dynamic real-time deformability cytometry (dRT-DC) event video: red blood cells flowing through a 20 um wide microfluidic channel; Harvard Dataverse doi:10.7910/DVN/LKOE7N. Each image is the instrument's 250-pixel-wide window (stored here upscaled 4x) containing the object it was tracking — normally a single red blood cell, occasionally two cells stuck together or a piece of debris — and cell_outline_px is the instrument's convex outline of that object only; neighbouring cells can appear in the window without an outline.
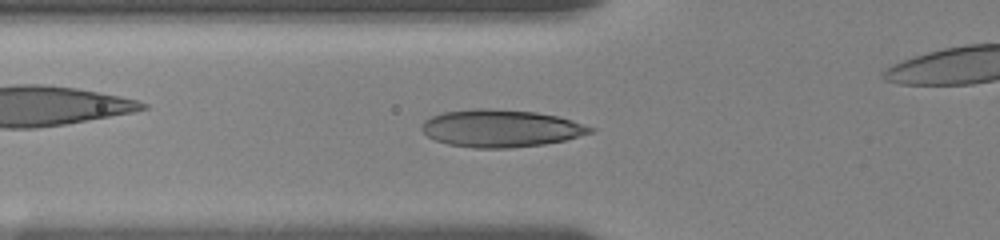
{"species": "human", "species_latin": "Homo sapiens", "temperature_condition": "room temperature", "stored_images_in_passage": 50, "camera_frame_rate_fps": 3000, "um_per_image_px": 0.085, "donor": {"sex": "female"}, "frame": {"image": 1, "passage_image": 21, "time_ms": 6.667, "image_size_px": [1000, 240], "cell_outline_px": [[596, 128], [592, 132], [564, 140], [544, 144], [508, 148], [472, 148], [448, 144], [436, 140], [428, 136], [420, 128], [420, 124], [424, 120], [432, 116], [444, 112], [472, 108], [488, 108], [536, 112], [560, 116]], "centroid_in_image_um": [42.55, 10.9], "position_along_channel_um": 83.2, "area_um2": 36.88}}
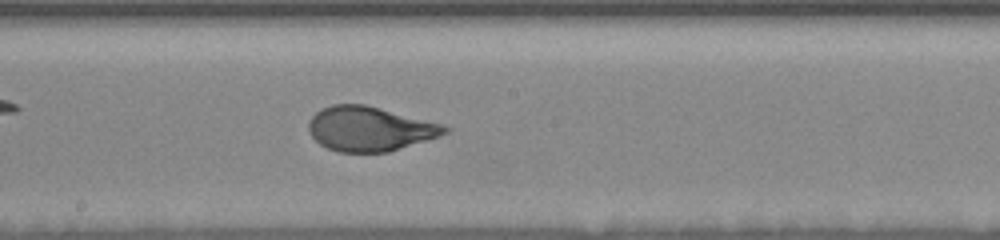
{"frame": {"image": 2, "passage_image": 32, "time_ms": 10.333, "image_size_px": [1000, 240], "cell_outline_px": [[452, 128], [448, 132], [388, 152], [340, 152], [328, 148], [320, 144], [308, 132], [308, 124], [312, 116], [320, 108], [332, 104], [364, 104], [440, 124]], "centroid_in_image_um": [31.35, 10.94], "position_along_channel_um": 216.8, "area_um2": 34.74}}
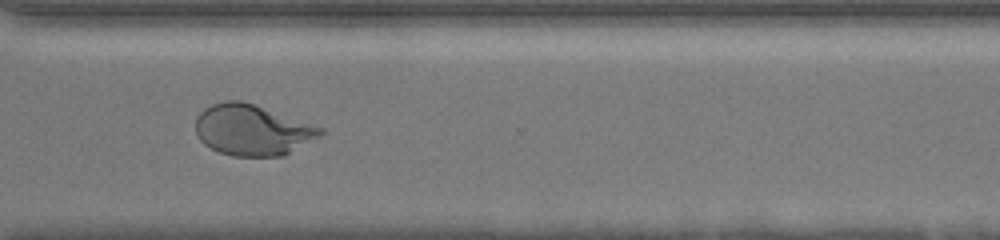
{"frame": {"image": 3, "passage_image": 43, "time_ms": 14.0, "image_size_px": [1000, 240], "cell_outline_px": [[324, 132], [320, 136], [284, 156], [232, 156], [220, 152], [204, 144], [200, 140], [196, 132], [196, 116], [204, 108], [212, 104], [224, 100], [240, 100], [324, 128]], "centroid_in_image_um": [21.43, 11.05], "position_along_channel_um": 349.2, "area_um2": 36.76}}